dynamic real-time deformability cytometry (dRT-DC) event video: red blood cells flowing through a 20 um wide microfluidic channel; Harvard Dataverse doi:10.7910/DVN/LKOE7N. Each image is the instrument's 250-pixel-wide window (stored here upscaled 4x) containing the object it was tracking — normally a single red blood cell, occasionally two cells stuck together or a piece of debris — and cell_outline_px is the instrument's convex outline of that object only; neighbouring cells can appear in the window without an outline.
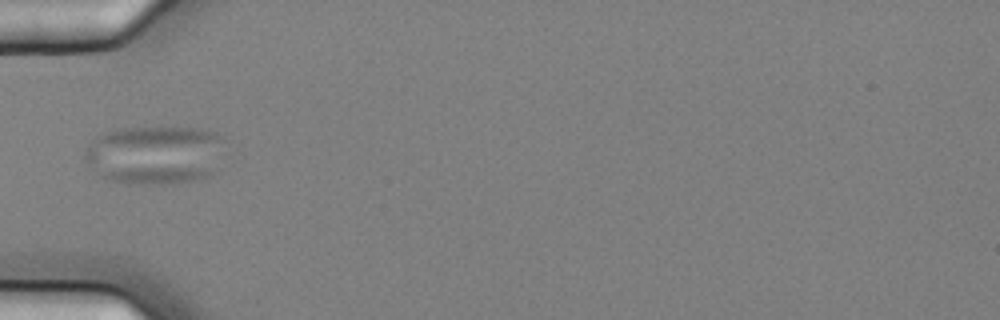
{"species": "common noctule bat (a hibernating species)", "species_latin": "Nyctalus noctula", "temperature_condition": "cold", "stored_images_in_passage": 3, "camera_frame_rate_fps": 3000, "um_per_image_px": 0.085, "animal": {"sex": "female", "body_mass_g": 25.1}, "frame": {"image": 1, "passage_image": 3, "time_ms": 0.667, "image_size_px": [1000, 320], "cell_outline_px": [[224, 140], [212, 176], [180, 184], [128, 184], [108, 180], [84, 156], [88, 144], [96, 136], [116, 128], [160, 124], [192, 128], [216, 132]], "centroid_in_image_um": [13.19, 13.11], "position_along_channel_um": 71.8, "area_um2": 48.78}}